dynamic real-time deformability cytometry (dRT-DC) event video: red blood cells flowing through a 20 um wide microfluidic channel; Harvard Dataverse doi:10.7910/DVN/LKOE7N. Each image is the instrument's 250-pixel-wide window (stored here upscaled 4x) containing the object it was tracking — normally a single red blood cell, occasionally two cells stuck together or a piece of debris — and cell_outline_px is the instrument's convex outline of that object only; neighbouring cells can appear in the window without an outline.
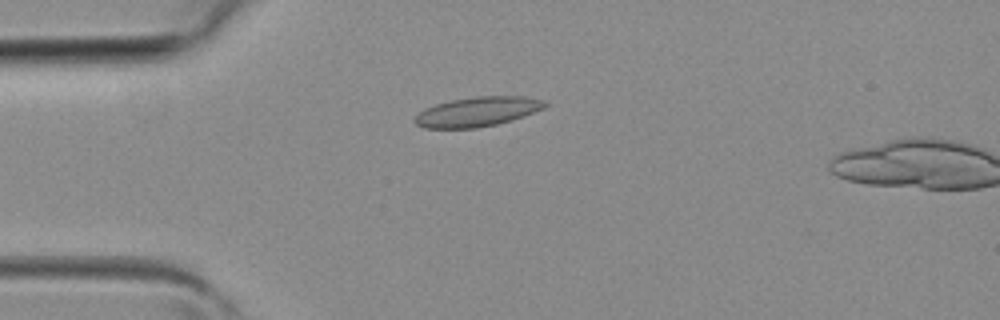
{"species": "common noctule bat (a hibernating species)", "species_latin": "Nyctalus noctula", "temperature_condition": "room temperature", "stored_images_in_passage": 2, "camera_frame_rate_fps": 3000, "um_per_image_px": 0.085, "animal": {"sex": "female", "body_mass_g": 19.3, "forearm_length_mm": 54.1}, "frame": {"image": 1, "passage_image": 1, "time_ms": 0.0, "image_size_px": [1000, 320], "cell_outline_px": [[548, 104], [544, 108], [524, 116], [512, 120], [496, 124], [476, 128], [424, 128], [416, 124], [412, 120], [424, 108], [436, 104], [452, 100], [476, 96], [524, 96], [544, 100]], "centroid_in_image_um": [40.58, 9.49], "position_along_channel_um": 44.4, "area_um2": 22.43}}